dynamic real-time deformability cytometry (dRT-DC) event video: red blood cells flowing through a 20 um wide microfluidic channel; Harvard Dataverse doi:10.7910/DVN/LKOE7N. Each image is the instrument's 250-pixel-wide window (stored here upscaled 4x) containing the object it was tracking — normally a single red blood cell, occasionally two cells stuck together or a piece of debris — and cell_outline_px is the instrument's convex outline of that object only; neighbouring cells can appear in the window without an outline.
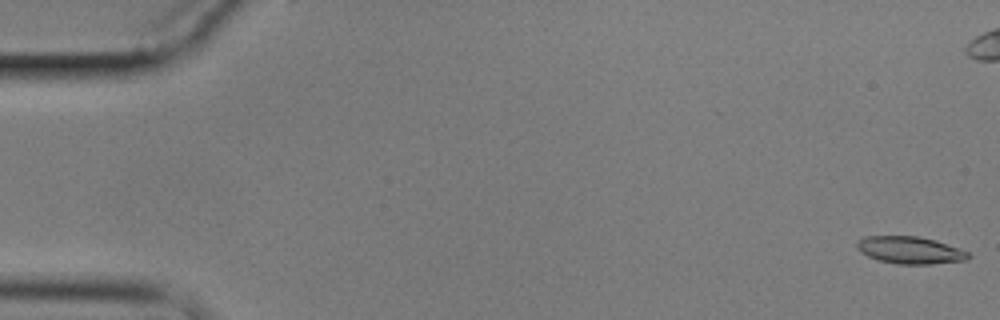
{"species": "common noctule bat (a hibernating species)", "species_latin": "Nyctalus noctula", "temperature_condition": "cold", "stored_images_in_passage": 5, "camera_frame_rate_fps": 3000, "um_per_image_px": 0.085, "animal": {"sex": "male", "body_mass_g": 17.9}, "frame": {"image": 1, "passage_image": 1, "time_ms": 0.0, "image_size_px": [1000, 320], "cell_outline_px": [[972, 256], [968, 260], [932, 264], [896, 264], [876, 260], [860, 252], [856, 248], [856, 240], [864, 236], [916, 236], [936, 240], [968, 252]], "centroid_in_image_um": [77.32, 21.27], "position_along_channel_um": 7.7, "area_um2": 17.92}}